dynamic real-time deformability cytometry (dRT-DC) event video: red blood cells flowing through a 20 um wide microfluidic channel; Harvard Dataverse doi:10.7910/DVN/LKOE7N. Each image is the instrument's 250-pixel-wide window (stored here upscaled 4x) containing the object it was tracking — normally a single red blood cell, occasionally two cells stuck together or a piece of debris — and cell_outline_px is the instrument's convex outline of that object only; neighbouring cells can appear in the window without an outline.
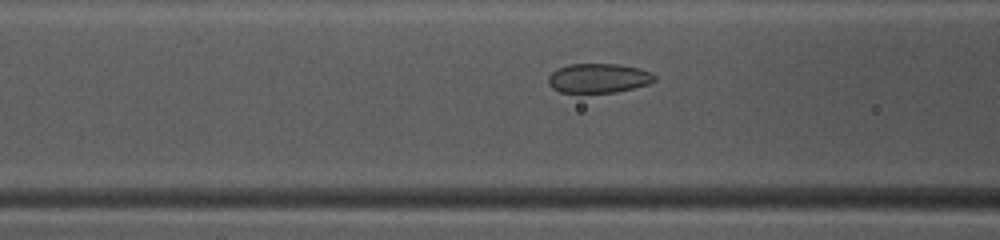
{"species": "common noctule bat (a hibernating species)", "species_latin": "Nyctalus noctula", "temperature_condition": "warm", "stored_images_in_passage": 49, "camera_frame_rate_fps": 3000, "um_per_image_px": 0.085, "animal": {"sex": "female", "body_mass_g": 10.0, "forearm_length_mm": 53.1}, "frame": {"image": 1, "passage_image": 20, "time_ms": 6.333, "image_size_px": [1000, 240], "cell_outline_px": [[656, 80], [648, 84], [616, 92], [580, 96], [560, 92], [552, 88], [548, 84], [548, 76], [552, 72], [568, 64], [620, 64], [640, 68], [652, 72], [656, 76]], "centroid_in_image_um": [50.85, 6.69], "position_along_channel_um": 115.8, "area_um2": 19.02}}
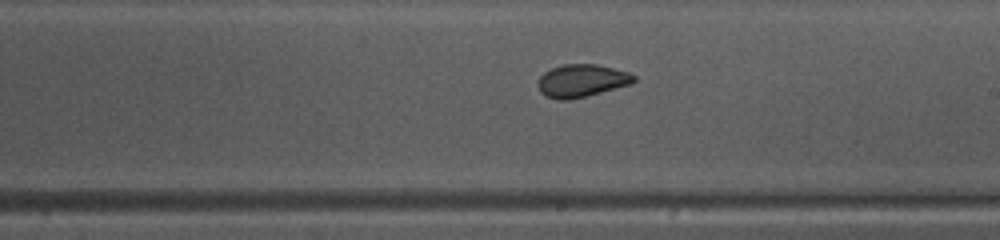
{"frame": {"image": 2, "passage_image": 29, "time_ms": 9.333, "image_size_px": [1000, 240], "cell_outline_px": [[636, 80], [632, 84], [568, 100], [556, 100], [544, 96], [540, 92], [536, 84], [540, 76], [544, 72], [552, 68], [564, 64], [596, 64], [628, 72], [636, 76]], "centroid_in_image_um": [49.4, 6.86], "position_along_channel_um": 239.6, "area_um2": 18.32}}
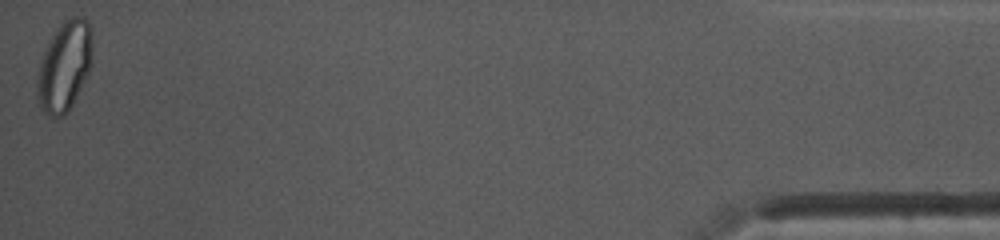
{"frame": {"image": 3, "passage_image": 49, "time_ms": 16.0, "image_size_px": [1000, 240], "cell_outline_px": [[92, 60], [88, 72], [68, 112], [64, 116], [48, 116], [40, 108], [36, 96], [36, 80], [40, 64], [44, 52], [56, 28], [60, 24], [72, 16], [80, 16], [88, 20], [92, 28]], "centroid_in_image_um": [5.48, 5.62], "position_along_channel_um": 429.7, "area_um2": 28.96}, "authors_computed_cell_mechanics": {"area_um2": 19.9988, "velocity_mm_per_s": 4.111, "shape_relaxation_time_tau1_ms": 10.5105, "shape_relaxation_time_tau2_ms": 0.706, "deformation_change_tau1": 0.1859, "deformation_change_tau2": 0.0348}}